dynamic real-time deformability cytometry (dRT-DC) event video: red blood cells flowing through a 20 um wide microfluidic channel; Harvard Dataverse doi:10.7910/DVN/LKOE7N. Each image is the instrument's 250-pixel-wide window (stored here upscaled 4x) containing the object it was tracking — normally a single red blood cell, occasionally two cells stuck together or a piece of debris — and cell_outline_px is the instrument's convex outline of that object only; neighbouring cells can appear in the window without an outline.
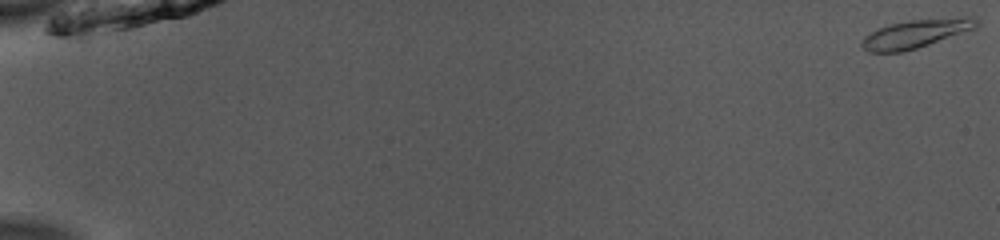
{"species": "common noctule bat (a hibernating species)", "species_latin": "Nyctalus noctula", "temperature_condition": "room temperature", "stored_images_in_passage": 8, "camera_frame_rate_fps": 3000, "um_per_image_px": 0.085, "animal": {"sex": "male", "body_mass_g": 13.0, "forearm_length_mm": 53.1}, "frame": {"image": 1, "passage_image": 1, "time_ms": 0.0, "image_size_px": [1000, 240], "cell_outline_px": [[980, 24], [976, 28], [904, 52], [868, 52], [860, 44], [864, 36], [888, 24], [908, 20], [964, 16], [976, 16], [980, 20]], "centroid_in_image_um": [77.9, 2.83], "position_along_channel_um": 7.1, "area_um2": 19.13}}